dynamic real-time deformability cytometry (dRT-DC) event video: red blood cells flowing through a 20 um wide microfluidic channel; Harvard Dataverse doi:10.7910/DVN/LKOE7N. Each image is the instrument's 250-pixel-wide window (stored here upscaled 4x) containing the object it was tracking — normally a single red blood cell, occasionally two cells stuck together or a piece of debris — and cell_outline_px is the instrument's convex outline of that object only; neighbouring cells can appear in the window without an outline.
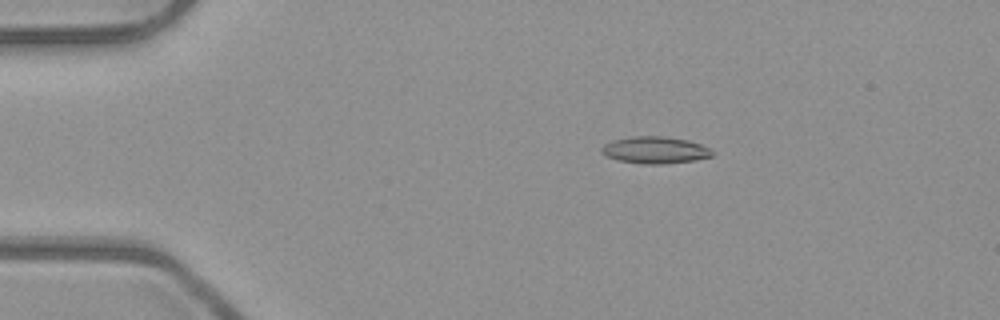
{"species": "common noctule bat (a hibernating species)", "species_latin": "Nyctalus noctula", "temperature_condition": "room temperature", "stored_images_in_passage": 49, "camera_frame_rate_fps": 3000, "um_per_image_px": 0.085, "animal": {"sex": "male", "body_mass_g": 23.1, "forearm_length_mm": 52.7}, "frame": {"image": 1, "passage_image": 10, "time_ms": 3.0, "image_size_px": [1000, 320], "cell_outline_px": [[712, 156], [696, 160], [664, 164], [640, 164], [620, 160], [608, 156], [600, 152], [600, 148], [604, 144], [612, 140], [632, 136], [664, 136], [688, 140], [700, 144], [708, 148], [712, 152]], "centroid_in_image_um": [55.65, 12.75], "position_along_channel_um": 29.3, "area_um2": 17.34}}
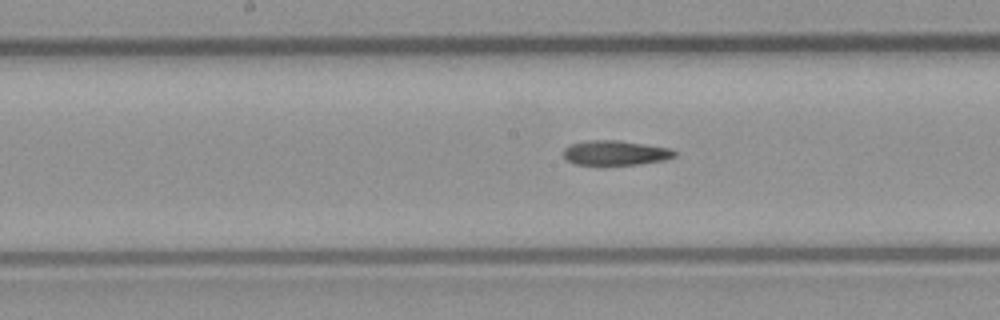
{"frame": {"image": 2, "passage_image": 27, "time_ms": 8.667, "image_size_px": [1000, 320], "cell_outline_px": [[676, 156], [664, 160], [636, 164], [604, 168], [576, 164], [568, 160], [564, 156], [564, 148], [568, 144], [588, 140], [620, 140], [672, 148], [676, 152]], "centroid_in_image_um": [52.28, 13.02], "position_along_channel_um": 195.9, "area_um2": 16.82}}
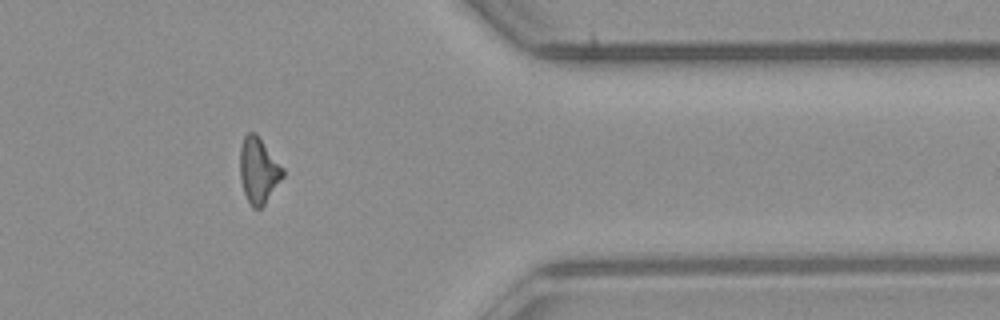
{"frame": {"image": 3, "passage_image": 43, "time_ms": 14.0, "image_size_px": [1000, 320], "cell_outline_px": [[284, 176], [264, 204], [260, 208], [252, 208], [244, 192], [240, 180], [240, 148], [244, 136], [248, 132], [256, 132], [284, 168]], "centroid_in_image_um": [21.97, 14.46], "position_along_channel_um": 389.4, "area_um2": 16.42}, "authors_computed_cell_mechanics": {"area_um2": 16.473, "velocity_mm_per_s": 3.9911, "shape_relaxation_time_tau1_ms": null, "shape_relaxation_time_tau2_ms": 8.2434, "deformation_change_tau1": null, "deformation_change_tau2": 0.1939}}